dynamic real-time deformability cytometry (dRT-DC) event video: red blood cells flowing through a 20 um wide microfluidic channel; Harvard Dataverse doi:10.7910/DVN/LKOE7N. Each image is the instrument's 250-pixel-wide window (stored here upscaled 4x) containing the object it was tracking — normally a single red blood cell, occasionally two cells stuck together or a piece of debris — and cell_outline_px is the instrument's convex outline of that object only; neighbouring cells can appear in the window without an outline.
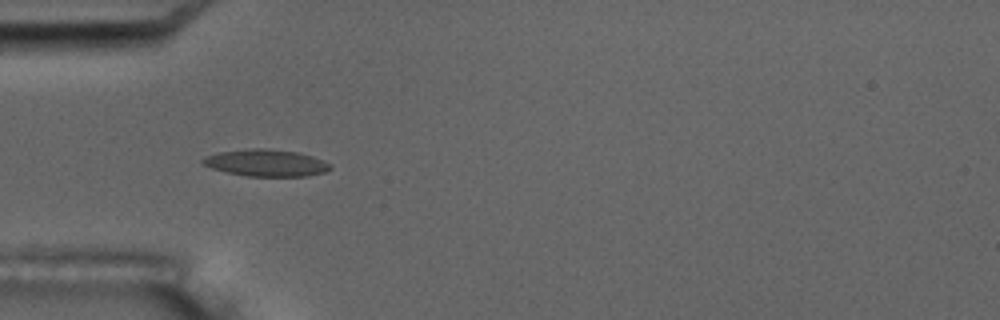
{"species": "common noctule bat (a hibernating species)", "species_latin": "Nyctalus noctula", "temperature_condition": "room temperature", "stored_images_in_passage": 6, "camera_frame_rate_fps": 3000, "um_per_image_px": 0.085, "animal": {"sex": "male", "body_mass_g": 17.5, "forearm_length_mm": 52.3}, "frame": {"image": 1, "passage_image": 5, "time_ms": 5.333, "image_size_px": [1000, 320], "cell_outline_px": [[332, 168], [324, 172], [308, 176], [248, 176], [228, 172], [212, 168], [204, 164], [200, 160], [204, 156], [220, 152], [252, 148], [268, 148], [296, 152], [312, 156], [324, 160]], "centroid_in_image_um": [22.62, 13.84], "position_along_channel_um": 62.4, "area_um2": 19.83}}